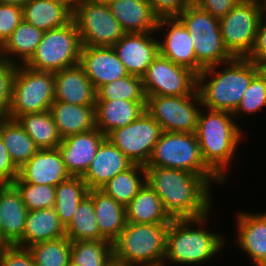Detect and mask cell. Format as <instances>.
I'll use <instances>...</instances> for the list:
<instances>
[{
	"mask_svg": "<svg viewBox=\"0 0 266 266\" xmlns=\"http://www.w3.org/2000/svg\"><path fill=\"white\" fill-rule=\"evenodd\" d=\"M65 232L70 241L106 240L98 229L94 202L89 195H86L78 205Z\"/></svg>",
	"mask_w": 266,
	"mask_h": 266,
	"instance_id": "36",
	"label": "cell"
},
{
	"mask_svg": "<svg viewBox=\"0 0 266 266\" xmlns=\"http://www.w3.org/2000/svg\"><path fill=\"white\" fill-rule=\"evenodd\" d=\"M54 73L17 65L8 118L50 110L54 102Z\"/></svg>",
	"mask_w": 266,
	"mask_h": 266,
	"instance_id": "9",
	"label": "cell"
},
{
	"mask_svg": "<svg viewBox=\"0 0 266 266\" xmlns=\"http://www.w3.org/2000/svg\"><path fill=\"white\" fill-rule=\"evenodd\" d=\"M240 0H194L197 6L210 13L214 18H223Z\"/></svg>",
	"mask_w": 266,
	"mask_h": 266,
	"instance_id": "48",
	"label": "cell"
},
{
	"mask_svg": "<svg viewBox=\"0 0 266 266\" xmlns=\"http://www.w3.org/2000/svg\"><path fill=\"white\" fill-rule=\"evenodd\" d=\"M125 212L128 223L160 224L173 220L165 211L160 197L147 183L125 206Z\"/></svg>",
	"mask_w": 266,
	"mask_h": 266,
	"instance_id": "30",
	"label": "cell"
},
{
	"mask_svg": "<svg viewBox=\"0 0 266 266\" xmlns=\"http://www.w3.org/2000/svg\"><path fill=\"white\" fill-rule=\"evenodd\" d=\"M15 120L31 137L38 149H56L60 137L50 110L41 113H27L17 116Z\"/></svg>",
	"mask_w": 266,
	"mask_h": 266,
	"instance_id": "32",
	"label": "cell"
},
{
	"mask_svg": "<svg viewBox=\"0 0 266 266\" xmlns=\"http://www.w3.org/2000/svg\"><path fill=\"white\" fill-rule=\"evenodd\" d=\"M261 69H266V11L260 18L253 47L246 57Z\"/></svg>",
	"mask_w": 266,
	"mask_h": 266,
	"instance_id": "45",
	"label": "cell"
},
{
	"mask_svg": "<svg viewBox=\"0 0 266 266\" xmlns=\"http://www.w3.org/2000/svg\"><path fill=\"white\" fill-rule=\"evenodd\" d=\"M107 4L125 33L156 31L159 18L149 0H108Z\"/></svg>",
	"mask_w": 266,
	"mask_h": 266,
	"instance_id": "24",
	"label": "cell"
},
{
	"mask_svg": "<svg viewBox=\"0 0 266 266\" xmlns=\"http://www.w3.org/2000/svg\"><path fill=\"white\" fill-rule=\"evenodd\" d=\"M88 192L87 184L79 176H71L55 187L53 208L65 228L72 221L75 210Z\"/></svg>",
	"mask_w": 266,
	"mask_h": 266,
	"instance_id": "35",
	"label": "cell"
},
{
	"mask_svg": "<svg viewBox=\"0 0 266 266\" xmlns=\"http://www.w3.org/2000/svg\"><path fill=\"white\" fill-rule=\"evenodd\" d=\"M28 209L20 192L13 184L0 185V217L3 247L16 245L23 247V232Z\"/></svg>",
	"mask_w": 266,
	"mask_h": 266,
	"instance_id": "21",
	"label": "cell"
},
{
	"mask_svg": "<svg viewBox=\"0 0 266 266\" xmlns=\"http://www.w3.org/2000/svg\"><path fill=\"white\" fill-rule=\"evenodd\" d=\"M146 184V167L133 164L126 171L118 173L100 190L115 201L126 206Z\"/></svg>",
	"mask_w": 266,
	"mask_h": 266,
	"instance_id": "34",
	"label": "cell"
},
{
	"mask_svg": "<svg viewBox=\"0 0 266 266\" xmlns=\"http://www.w3.org/2000/svg\"><path fill=\"white\" fill-rule=\"evenodd\" d=\"M20 192L28 211L53 208L55 204V187L49 185L30 184L24 181L12 183Z\"/></svg>",
	"mask_w": 266,
	"mask_h": 266,
	"instance_id": "41",
	"label": "cell"
},
{
	"mask_svg": "<svg viewBox=\"0 0 266 266\" xmlns=\"http://www.w3.org/2000/svg\"><path fill=\"white\" fill-rule=\"evenodd\" d=\"M19 169L13 163L8 149L0 137V185L12 184L18 177Z\"/></svg>",
	"mask_w": 266,
	"mask_h": 266,
	"instance_id": "47",
	"label": "cell"
},
{
	"mask_svg": "<svg viewBox=\"0 0 266 266\" xmlns=\"http://www.w3.org/2000/svg\"><path fill=\"white\" fill-rule=\"evenodd\" d=\"M159 38L156 31L125 33L112 47L129 75L142 78L159 54Z\"/></svg>",
	"mask_w": 266,
	"mask_h": 266,
	"instance_id": "16",
	"label": "cell"
},
{
	"mask_svg": "<svg viewBox=\"0 0 266 266\" xmlns=\"http://www.w3.org/2000/svg\"><path fill=\"white\" fill-rule=\"evenodd\" d=\"M145 96H184L197 91V74L160 54L142 77Z\"/></svg>",
	"mask_w": 266,
	"mask_h": 266,
	"instance_id": "13",
	"label": "cell"
},
{
	"mask_svg": "<svg viewBox=\"0 0 266 266\" xmlns=\"http://www.w3.org/2000/svg\"><path fill=\"white\" fill-rule=\"evenodd\" d=\"M0 266H35L28 248L9 245L0 248Z\"/></svg>",
	"mask_w": 266,
	"mask_h": 266,
	"instance_id": "44",
	"label": "cell"
},
{
	"mask_svg": "<svg viewBox=\"0 0 266 266\" xmlns=\"http://www.w3.org/2000/svg\"><path fill=\"white\" fill-rule=\"evenodd\" d=\"M17 65L0 59V119L8 118Z\"/></svg>",
	"mask_w": 266,
	"mask_h": 266,
	"instance_id": "42",
	"label": "cell"
},
{
	"mask_svg": "<svg viewBox=\"0 0 266 266\" xmlns=\"http://www.w3.org/2000/svg\"><path fill=\"white\" fill-rule=\"evenodd\" d=\"M177 18L191 35L197 62L204 69L233 59L224 46L219 19L193 2Z\"/></svg>",
	"mask_w": 266,
	"mask_h": 266,
	"instance_id": "7",
	"label": "cell"
},
{
	"mask_svg": "<svg viewBox=\"0 0 266 266\" xmlns=\"http://www.w3.org/2000/svg\"><path fill=\"white\" fill-rule=\"evenodd\" d=\"M162 132L161 126L144 111L135 121L112 130L106 137L134 164L146 166Z\"/></svg>",
	"mask_w": 266,
	"mask_h": 266,
	"instance_id": "14",
	"label": "cell"
},
{
	"mask_svg": "<svg viewBox=\"0 0 266 266\" xmlns=\"http://www.w3.org/2000/svg\"><path fill=\"white\" fill-rule=\"evenodd\" d=\"M54 87V101L95 105L96 90L79 64L54 72Z\"/></svg>",
	"mask_w": 266,
	"mask_h": 266,
	"instance_id": "23",
	"label": "cell"
},
{
	"mask_svg": "<svg viewBox=\"0 0 266 266\" xmlns=\"http://www.w3.org/2000/svg\"><path fill=\"white\" fill-rule=\"evenodd\" d=\"M64 236H66L65 227L61 224L54 208L28 211L23 232V248Z\"/></svg>",
	"mask_w": 266,
	"mask_h": 266,
	"instance_id": "31",
	"label": "cell"
},
{
	"mask_svg": "<svg viewBox=\"0 0 266 266\" xmlns=\"http://www.w3.org/2000/svg\"><path fill=\"white\" fill-rule=\"evenodd\" d=\"M0 137L18 169L39 150L31 137L15 119H0Z\"/></svg>",
	"mask_w": 266,
	"mask_h": 266,
	"instance_id": "33",
	"label": "cell"
},
{
	"mask_svg": "<svg viewBox=\"0 0 266 266\" xmlns=\"http://www.w3.org/2000/svg\"><path fill=\"white\" fill-rule=\"evenodd\" d=\"M159 33L161 37L158 39L159 54L161 56L191 69L197 75L204 69L197 62L191 35L177 17L159 18L156 34Z\"/></svg>",
	"mask_w": 266,
	"mask_h": 266,
	"instance_id": "15",
	"label": "cell"
},
{
	"mask_svg": "<svg viewBox=\"0 0 266 266\" xmlns=\"http://www.w3.org/2000/svg\"><path fill=\"white\" fill-rule=\"evenodd\" d=\"M93 1H102V2H107L108 0H93Z\"/></svg>",
	"mask_w": 266,
	"mask_h": 266,
	"instance_id": "53",
	"label": "cell"
},
{
	"mask_svg": "<svg viewBox=\"0 0 266 266\" xmlns=\"http://www.w3.org/2000/svg\"><path fill=\"white\" fill-rule=\"evenodd\" d=\"M210 216L211 212L200 218L173 219L170 222L163 266L169 262L176 266L202 265L223 252L230 240L227 241L223 233L220 235L206 228Z\"/></svg>",
	"mask_w": 266,
	"mask_h": 266,
	"instance_id": "2",
	"label": "cell"
},
{
	"mask_svg": "<svg viewBox=\"0 0 266 266\" xmlns=\"http://www.w3.org/2000/svg\"><path fill=\"white\" fill-rule=\"evenodd\" d=\"M68 266H75V265L70 262Z\"/></svg>",
	"mask_w": 266,
	"mask_h": 266,
	"instance_id": "54",
	"label": "cell"
},
{
	"mask_svg": "<svg viewBox=\"0 0 266 266\" xmlns=\"http://www.w3.org/2000/svg\"><path fill=\"white\" fill-rule=\"evenodd\" d=\"M236 121L230 112L202 107L195 131L205 164L225 184L226 174L232 161L238 159L236 152L244 139L245 132Z\"/></svg>",
	"mask_w": 266,
	"mask_h": 266,
	"instance_id": "3",
	"label": "cell"
},
{
	"mask_svg": "<svg viewBox=\"0 0 266 266\" xmlns=\"http://www.w3.org/2000/svg\"><path fill=\"white\" fill-rule=\"evenodd\" d=\"M82 43L72 20L67 25L45 31L34 55L25 64L37 71L57 72L79 64Z\"/></svg>",
	"mask_w": 266,
	"mask_h": 266,
	"instance_id": "8",
	"label": "cell"
},
{
	"mask_svg": "<svg viewBox=\"0 0 266 266\" xmlns=\"http://www.w3.org/2000/svg\"><path fill=\"white\" fill-rule=\"evenodd\" d=\"M27 248L35 266H68L70 263L71 241L66 236L38 242Z\"/></svg>",
	"mask_w": 266,
	"mask_h": 266,
	"instance_id": "38",
	"label": "cell"
},
{
	"mask_svg": "<svg viewBox=\"0 0 266 266\" xmlns=\"http://www.w3.org/2000/svg\"><path fill=\"white\" fill-rule=\"evenodd\" d=\"M50 112L62 139L96 128L94 105H75L54 101Z\"/></svg>",
	"mask_w": 266,
	"mask_h": 266,
	"instance_id": "27",
	"label": "cell"
},
{
	"mask_svg": "<svg viewBox=\"0 0 266 266\" xmlns=\"http://www.w3.org/2000/svg\"><path fill=\"white\" fill-rule=\"evenodd\" d=\"M264 12V0H240L219 19L224 46L233 58L248 56Z\"/></svg>",
	"mask_w": 266,
	"mask_h": 266,
	"instance_id": "10",
	"label": "cell"
},
{
	"mask_svg": "<svg viewBox=\"0 0 266 266\" xmlns=\"http://www.w3.org/2000/svg\"><path fill=\"white\" fill-rule=\"evenodd\" d=\"M113 256L108 240L71 241L70 262L75 266H106Z\"/></svg>",
	"mask_w": 266,
	"mask_h": 266,
	"instance_id": "37",
	"label": "cell"
},
{
	"mask_svg": "<svg viewBox=\"0 0 266 266\" xmlns=\"http://www.w3.org/2000/svg\"><path fill=\"white\" fill-rule=\"evenodd\" d=\"M266 108V69H261L252 79L244 91L237 109L232 113L236 120L243 114L250 116Z\"/></svg>",
	"mask_w": 266,
	"mask_h": 266,
	"instance_id": "40",
	"label": "cell"
},
{
	"mask_svg": "<svg viewBox=\"0 0 266 266\" xmlns=\"http://www.w3.org/2000/svg\"><path fill=\"white\" fill-rule=\"evenodd\" d=\"M192 0H149L154 14L158 18L177 17Z\"/></svg>",
	"mask_w": 266,
	"mask_h": 266,
	"instance_id": "46",
	"label": "cell"
},
{
	"mask_svg": "<svg viewBox=\"0 0 266 266\" xmlns=\"http://www.w3.org/2000/svg\"><path fill=\"white\" fill-rule=\"evenodd\" d=\"M125 99L128 101H146L142 78L128 75L105 84L96 90V101Z\"/></svg>",
	"mask_w": 266,
	"mask_h": 266,
	"instance_id": "39",
	"label": "cell"
},
{
	"mask_svg": "<svg viewBox=\"0 0 266 266\" xmlns=\"http://www.w3.org/2000/svg\"><path fill=\"white\" fill-rule=\"evenodd\" d=\"M260 70L246 58H233L203 69L197 75V91L202 107L233 113L244 96V91Z\"/></svg>",
	"mask_w": 266,
	"mask_h": 266,
	"instance_id": "4",
	"label": "cell"
},
{
	"mask_svg": "<svg viewBox=\"0 0 266 266\" xmlns=\"http://www.w3.org/2000/svg\"><path fill=\"white\" fill-rule=\"evenodd\" d=\"M23 20L43 32L61 28L72 21L73 8L63 0H29Z\"/></svg>",
	"mask_w": 266,
	"mask_h": 266,
	"instance_id": "26",
	"label": "cell"
},
{
	"mask_svg": "<svg viewBox=\"0 0 266 266\" xmlns=\"http://www.w3.org/2000/svg\"><path fill=\"white\" fill-rule=\"evenodd\" d=\"M29 0H0V3L23 7Z\"/></svg>",
	"mask_w": 266,
	"mask_h": 266,
	"instance_id": "50",
	"label": "cell"
},
{
	"mask_svg": "<svg viewBox=\"0 0 266 266\" xmlns=\"http://www.w3.org/2000/svg\"><path fill=\"white\" fill-rule=\"evenodd\" d=\"M2 247H3V234H2L1 217H0V248Z\"/></svg>",
	"mask_w": 266,
	"mask_h": 266,
	"instance_id": "52",
	"label": "cell"
},
{
	"mask_svg": "<svg viewBox=\"0 0 266 266\" xmlns=\"http://www.w3.org/2000/svg\"><path fill=\"white\" fill-rule=\"evenodd\" d=\"M146 167V183L172 219L200 218L213 211L212 185L201 175L165 167Z\"/></svg>",
	"mask_w": 266,
	"mask_h": 266,
	"instance_id": "1",
	"label": "cell"
},
{
	"mask_svg": "<svg viewBox=\"0 0 266 266\" xmlns=\"http://www.w3.org/2000/svg\"><path fill=\"white\" fill-rule=\"evenodd\" d=\"M61 153L56 149H39L18 172L14 181L56 187L70 178Z\"/></svg>",
	"mask_w": 266,
	"mask_h": 266,
	"instance_id": "19",
	"label": "cell"
},
{
	"mask_svg": "<svg viewBox=\"0 0 266 266\" xmlns=\"http://www.w3.org/2000/svg\"><path fill=\"white\" fill-rule=\"evenodd\" d=\"M105 138L106 135L95 128L62 139L58 150L71 176L84 175Z\"/></svg>",
	"mask_w": 266,
	"mask_h": 266,
	"instance_id": "20",
	"label": "cell"
},
{
	"mask_svg": "<svg viewBox=\"0 0 266 266\" xmlns=\"http://www.w3.org/2000/svg\"><path fill=\"white\" fill-rule=\"evenodd\" d=\"M88 195L94 202V211L101 235L113 243L126 225L125 206L100 189H91Z\"/></svg>",
	"mask_w": 266,
	"mask_h": 266,
	"instance_id": "28",
	"label": "cell"
},
{
	"mask_svg": "<svg viewBox=\"0 0 266 266\" xmlns=\"http://www.w3.org/2000/svg\"><path fill=\"white\" fill-rule=\"evenodd\" d=\"M43 31L24 20L0 46V59L16 65H25L41 42Z\"/></svg>",
	"mask_w": 266,
	"mask_h": 266,
	"instance_id": "29",
	"label": "cell"
},
{
	"mask_svg": "<svg viewBox=\"0 0 266 266\" xmlns=\"http://www.w3.org/2000/svg\"><path fill=\"white\" fill-rule=\"evenodd\" d=\"M134 163L107 137L102 141L89 168L82 176L89 190L100 189L118 173L126 171Z\"/></svg>",
	"mask_w": 266,
	"mask_h": 266,
	"instance_id": "22",
	"label": "cell"
},
{
	"mask_svg": "<svg viewBox=\"0 0 266 266\" xmlns=\"http://www.w3.org/2000/svg\"><path fill=\"white\" fill-rule=\"evenodd\" d=\"M23 20L22 7L0 3V46Z\"/></svg>",
	"mask_w": 266,
	"mask_h": 266,
	"instance_id": "43",
	"label": "cell"
},
{
	"mask_svg": "<svg viewBox=\"0 0 266 266\" xmlns=\"http://www.w3.org/2000/svg\"><path fill=\"white\" fill-rule=\"evenodd\" d=\"M82 46H113L125 34L107 2L86 0L73 7Z\"/></svg>",
	"mask_w": 266,
	"mask_h": 266,
	"instance_id": "11",
	"label": "cell"
},
{
	"mask_svg": "<svg viewBox=\"0 0 266 266\" xmlns=\"http://www.w3.org/2000/svg\"><path fill=\"white\" fill-rule=\"evenodd\" d=\"M79 65L95 90L129 75L112 46H82Z\"/></svg>",
	"mask_w": 266,
	"mask_h": 266,
	"instance_id": "17",
	"label": "cell"
},
{
	"mask_svg": "<svg viewBox=\"0 0 266 266\" xmlns=\"http://www.w3.org/2000/svg\"><path fill=\"white\" fill-rule=\"evenodd\" d=\"M63 1H65L67 4H69L73 8L76 4H79L86 0H63Z\"/></svg>",
	"mask_w": 266,
	"mask_h": 266,
	"instance_id": "51",
	"label": "cell"
},
{
	"mask_svg": "<svg viewBox=\"0 0 266 266\" xmlns=\"http://www.w3.org/2000/svg\"><path fill=\"white\" fill-rule=\"evenodd\" d=\"M146 101L125 99L95 102L96 128L104 135L112 130L125 127L145 111Z\"/></svg>",
	"mask_w": 266,
	"mask_h": 266,
	"instance_id": "25",
	"label": "cell"
},
{
	"mask_svg": "<svg viewBox=\"0 0 266 266\" xmlns=\"http://www.w3.org/2000/svg\"><path fill=\"white\" fill-rule=\"evenodd\" d=\"M146 166L184 170L203 176L211 185L225 184L205 164L195 133L163 131Z\"/></svg>",
	"mask_w": 266,
	"mask_h": 266,
	"instance_id": "6",
	"label": "cell"
},
{
	"mask_svg": "<svg viewBox=\"0 0 266 266\" xmlns=\"http://www.w3.org/2000/svg\"><path fill=\"white\" fill-rule=\"evenodd\" d=\"M169 224L126 222L113 242L114 257L134 266H163Z\"/></svg>",
	"mask_w": 266,
	"mask_h": 266,
	"instance_id": "5",
	"label": "cell"
},
{
	"mask_svg": "<svg viewBox=\"0 0 266 266\" xmlns=\"http://www.w3.org/2000/svg\"><path fill=\"white\" fill-rule=\"evenodd\" d=\"M106 266H134V265H131L130 263L118 260L113 256V258L107 263Z\"/></svg>",
	"mask_w": 266,
	"mask_h": 266,
	"instance_id": "49",
	"label": "cell"
},
{
	"mask_svg": "<svg viewBox=\"0 0 266 266\" xmlns=\"http://www.w3.org/2000/svg\"><path fill=\"white\" fill-rule=\"evenodd\" d=\"M236 215L235 242L255 266L266 265V212L239 211Z\"/></svg>",
	"mask_w": 266,
	"mask_h": 266,
	"instance_id": "18",
	"label": "cell"
},
{
	"mask_svg": "<svg viewBox=\"0 0 266 266\" xmlns=\"http://www.w3.org/2000/svg\"><path fill=\"white\" fill-rule=\"evenodd\" d=\"M201 109L198 91L184 96L146 97L145 111L164 132L195 133Z\"/></svg>",
	"mask_w": 266,
	"mask_h": 266,
	"instance_id": "12",
	"label": "cell"
}]
</instances>
